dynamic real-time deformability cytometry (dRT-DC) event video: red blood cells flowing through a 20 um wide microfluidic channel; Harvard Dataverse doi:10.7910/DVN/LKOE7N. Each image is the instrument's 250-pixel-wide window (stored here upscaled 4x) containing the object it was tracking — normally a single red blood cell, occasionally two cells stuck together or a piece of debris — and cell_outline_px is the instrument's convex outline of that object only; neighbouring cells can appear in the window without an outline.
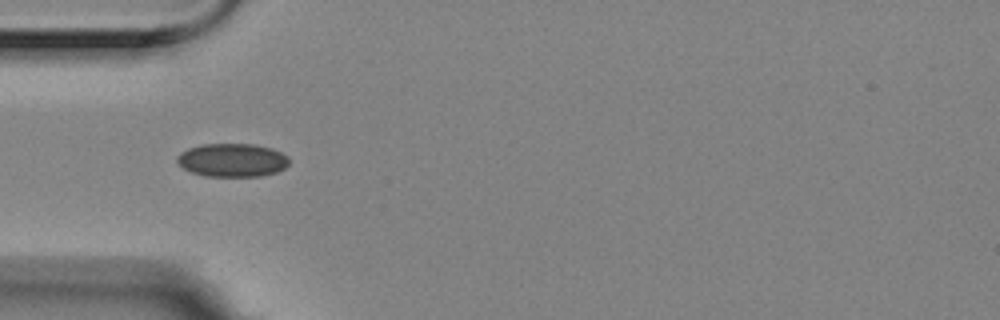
{"species": "Egyptian fruit bat (a non-hibernating species)", "species_latin": "Rousettus aegyptiacus", "temperature_condition": "room temperature", "stored_images_in_passage": 7, "camera_frame_rate_fps": 3000, "um_per_image_px": 0.085, "animal": {"sex": "female"}, "frame": {"image": 1, "passage_image": 5, "time_ms": 1.333, "image_size_px": [1000, 320], "cell_outline_px": [[288, 164], [284, 168], [276, 172], [260, 176], [204, 176], [192, 172], [184, 168], [176, 160], [176, 156], [180, 152], [188, 148], [200, 144], [252, 144], [272, 148], [288, 156]], "centroid_in_image_um": [19.72, 13.6], "position_along_channel_um": 65.3, "area_um2": 21.79}}
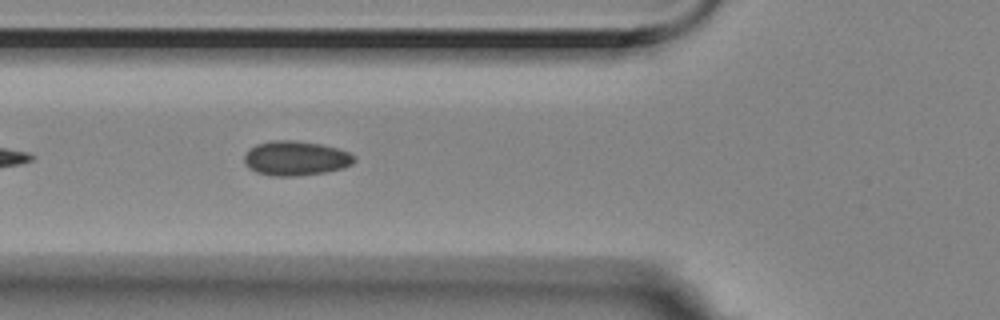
{"frame": {"image": 2, "passage_image": 6, "time_ms": 1.667, "image_size_px": [1000, 320], "cell_outline_px": [[356, 160], [352, 164], [344, 168], [324, 172], [296, 176], [272, 176], [256, 172], [248, 168], [244, 164], [244, 156], [248, 148], [256, 144], [272, 140], [292, 140], [320, 144], [336, 148], [348, 152], [356, 156]], "centroid_in_image_um": [25.11, 13.45], "position_along_channel_um": 100.7, "area_um2": 22.31}}
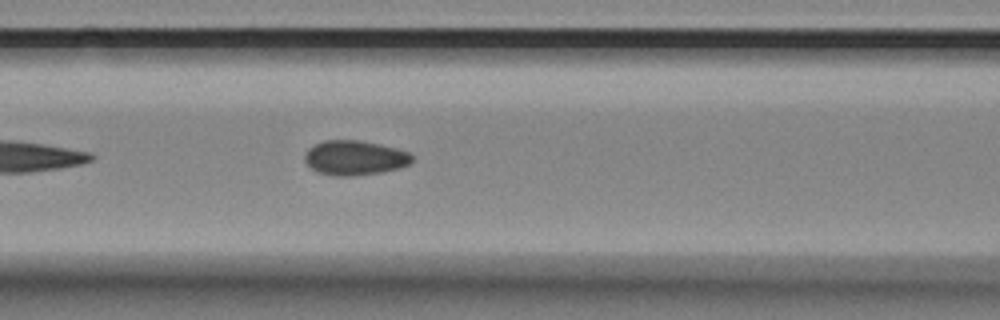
{"frame": {"image": 3, "passage_image": 7, "time_ms": 2.0, "image_size_px": [1000, 320], "cell_outline_px": [[412, 160], [408, 164], [400, 168], [380, 172], [352, 176], [336, 176], [316, 172], [304, 160], [304, 156], [308, 148], [324, 140], [356, 140], [380, 144], [396, 148], [408, 152], [412, 156]], "centroid_in_image_um": [30.13, 13.41], "position_along_channel_um": 136.5, "area_um2": 21.56}}